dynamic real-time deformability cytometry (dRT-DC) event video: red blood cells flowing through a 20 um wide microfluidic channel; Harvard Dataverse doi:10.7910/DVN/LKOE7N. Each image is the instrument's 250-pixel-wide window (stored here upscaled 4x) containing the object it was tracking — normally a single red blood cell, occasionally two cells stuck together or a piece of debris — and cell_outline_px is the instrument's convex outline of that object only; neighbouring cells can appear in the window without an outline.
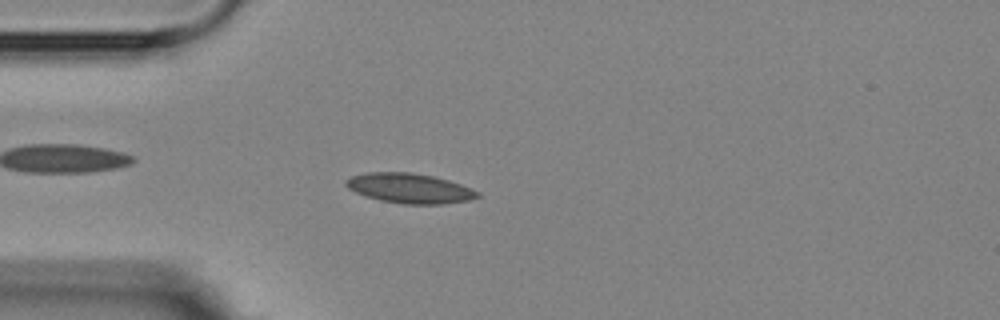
{"species": "Egyptian fruit bat (a non-hibernating species)", "species_latin": "Rousettus aegyptiacus", "temperature_condition": "room temperature", "stored_images_in_passage": 4, "camera_frame_rate_fps": 3000, "um_per_image_px": 0.085, "animal": {"sex": "female"}, "frame": {"image": 1, "passage_image": 3, "time_ms": 3.0, "image_size_px": [1000, 320], "cell_outline_px": [[480, 196], [468, 200], [444, 204], [404, 204], [380, 200], [364, 196], [348, 188], [344, 184], [344, 180], [352, 176], [368, 172], [412, 172], [432, 176], [448, 180], [472, 188], [480, 192]], "centroid_in_image_um": [34.81, 16.0], "position_along_channel_um": 50.2, "area_um2": 22.95}}